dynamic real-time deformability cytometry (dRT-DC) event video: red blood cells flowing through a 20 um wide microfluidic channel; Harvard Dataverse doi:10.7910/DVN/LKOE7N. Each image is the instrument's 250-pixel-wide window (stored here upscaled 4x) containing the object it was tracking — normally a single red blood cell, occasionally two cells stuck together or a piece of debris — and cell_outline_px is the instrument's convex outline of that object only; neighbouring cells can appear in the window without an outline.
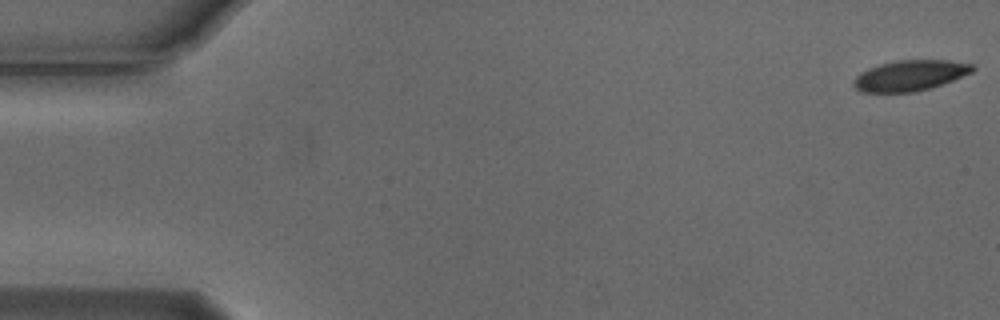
{"species": "Egyptian fruit bat (a non-hibernating species)", "species_latin": "Rousettus aegyptiacus", "temperature_condition": "cold", "stored_images_in_passage": 3, "camera_frame_rate_fps": 3000, "um_per_image_px": 0.085, "animal": {"sex": "male"}, "frame": {"image": 1, "passage_image": 1, "time_ms": 0.0, "image_size_px": [1000, 320], "cell_outline_px": [[976, 68], [972, 72], [952, 80], [916, 92], [864, 92], [856, 88], [852, 84], [852, 80], [860, 72], [868, 68], [880, 64], [896, 60], [948, 60], [972, 64]], "centroid_in_image_um": [77.32, 6.41], "position_along_channel_um": 7.7, "area_um2": 21.1}}